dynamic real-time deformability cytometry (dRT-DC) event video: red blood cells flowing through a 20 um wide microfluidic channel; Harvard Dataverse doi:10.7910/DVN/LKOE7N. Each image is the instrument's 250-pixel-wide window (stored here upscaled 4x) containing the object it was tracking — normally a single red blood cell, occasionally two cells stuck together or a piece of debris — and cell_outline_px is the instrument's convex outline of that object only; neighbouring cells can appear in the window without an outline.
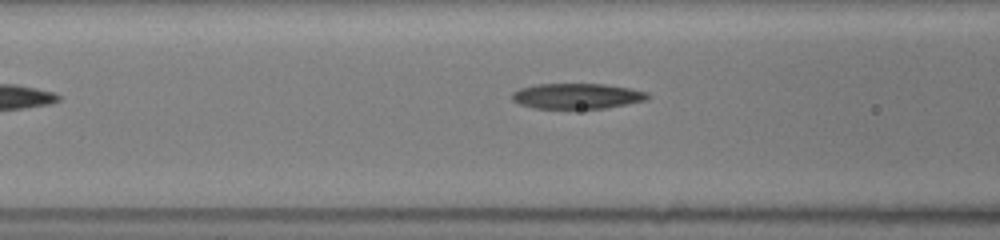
{"species": "common noctule bat (a hibernating species)", "species_latin": "Nyctalus noctula", "temperature_condition": "room temperature", "stored_images_in_passage": 20, "camera_frame_rate_fps": 3000, "um_per_image_px": 0.085, "animal": {"sex": "female", "body_mass_g": 19.5, "forearm_length_mm": 54.1}, "frame": {"image": 1, "passage_image": 5, "time_ms": 1.333, "image_size_px": [1000, 240], "cell_outline_px": [[652, 96], [648, 100], [604, 108], [532, 108], [520, 104], [512, 100], [512, 92], [520, 88], [536, 84], [604, 84], [628, 88], [648, 92]], "centroid_in_image_um": [49.06, 8.16], "position_along_channel_um": 117.5, "area_um2": 20.11}}
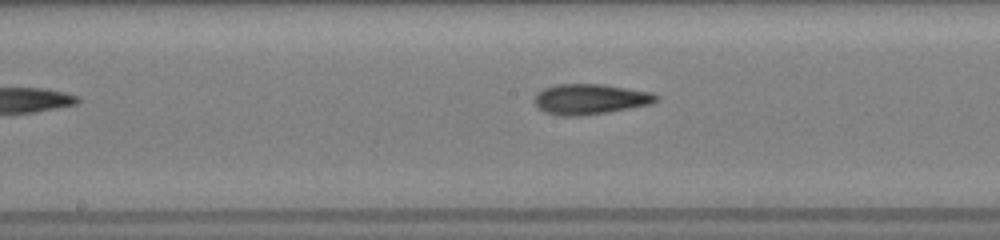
{"frame": {"image": 2, "passage_image": 11, "time_ms": 3.333, "image_size_px": [1000, 240], "cell_outline_px": [[660, 100], [652, 104], [608, 112], [584, 116], [560, 116], [544, 112], [532, 100], [536, 92], [544, 88], [556, 84], [604, 84], [652, 92], [660, 96]], "centroid_in_image_um": [50.18, 8.43], "position_along_channel_um": 198.0, "area_um2": 21.96}}
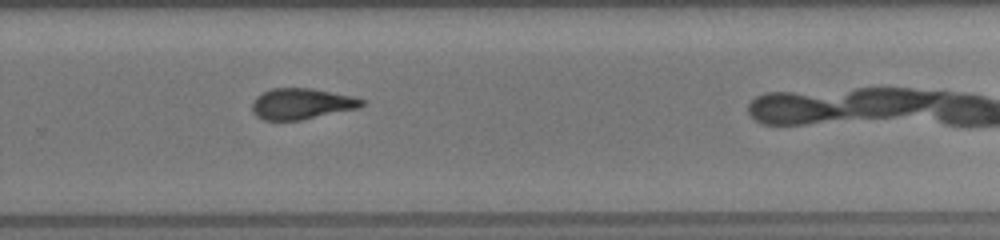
{"frame": {"image": 3, "passage_image": 19, "time_ms": 6.0, "image_size_px": [1000, 240], "cell_outline_px": [[364, 104], [360, 108], [300, 120], [264, 120], [256, 116], [252, 112], [252, 100], [256, 96], [272, 88], [312, 88], [352, 96], [364, 100]], "centroid_in_image_um": [25.61, 8.82], "position_along_channel_um": 304.2, "area_um2": 19.83}}